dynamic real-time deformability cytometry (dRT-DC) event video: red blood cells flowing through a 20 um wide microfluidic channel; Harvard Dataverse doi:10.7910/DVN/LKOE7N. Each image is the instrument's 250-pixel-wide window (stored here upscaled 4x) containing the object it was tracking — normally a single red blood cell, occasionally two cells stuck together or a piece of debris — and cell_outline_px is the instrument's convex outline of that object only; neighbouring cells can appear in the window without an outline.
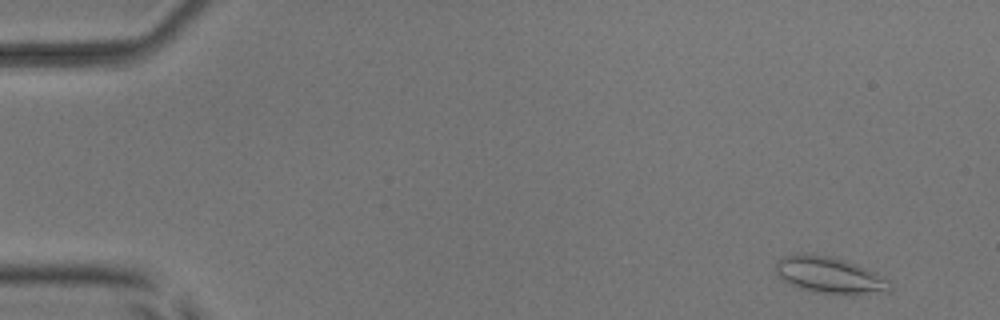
{"species": "common noctule bat (a hibernating species)", "species_latin": "Nyctalus noctula", "temperature_condition": "room temperature", "stored_images_in_passage": 17, "camera_frame_rate_fps": 3000, "um_per_image_px": 0.085, "animal": {"sex": "male", "body_mass_g": 17.9, "forearm_length_mm": 54.2}, "frame": {"image": 1, "passage_image": 3, "time_ms": 0.667, "image_size_px": [1000, 320], "cell_outline_px": [[892, 292], [848, 296], [816, 292], [800, 288], [784, 280], [776, 272], [776, 264], [784, 256], [800, 252], [804, 252], [832, 256], [856, 264], [876, 272], [892, 288]], "centroid_in_image_um": [70.54, 23.4], "position_along_channel_um": 14.5, "area_um2": 24.51}}